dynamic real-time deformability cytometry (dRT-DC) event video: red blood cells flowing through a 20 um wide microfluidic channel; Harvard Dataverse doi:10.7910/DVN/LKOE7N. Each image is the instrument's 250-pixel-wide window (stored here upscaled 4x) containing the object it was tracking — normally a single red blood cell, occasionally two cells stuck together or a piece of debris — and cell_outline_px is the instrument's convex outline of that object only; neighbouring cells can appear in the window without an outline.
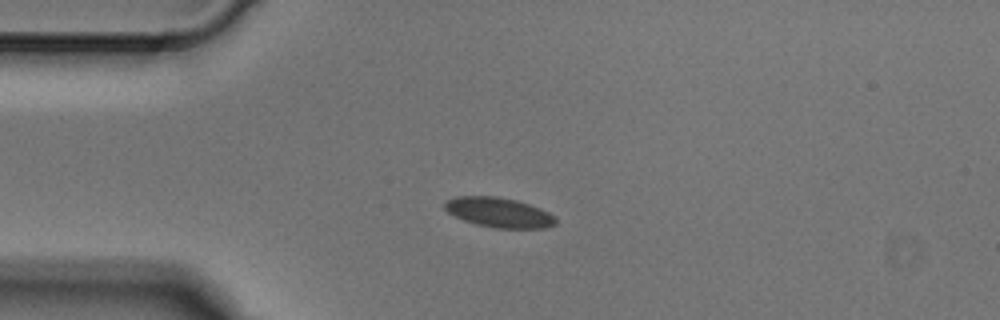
{"species": "Egyptian fruit bat (a non-hibernating species)", "species_latin": "Rousettus aegyptiacus", "temperature_condition": "cold", "stored_images_in_passage": 3, "camera_frame_rate_fps": 3000, "um_per_image_px": 0.085, "animal": {"sex": "male"}, "frame": {"image": 1, "passage_image": 3, "time_ms": 0.667, "image_size_px": [1000, 320], "cell_outline_px": [[556, 224], [544, 228], [496, 228], [476, 224], [464, 220], [448, 212], [444, 208], [444, 204], [448, 200], [456, 196], [496, 196], [516, 200], [540, 208], [556, 216]], "centroid_in_image_um": [42.43, 18.06], "position_along_channel_um": 42.6, "area_um2": 19.19}}